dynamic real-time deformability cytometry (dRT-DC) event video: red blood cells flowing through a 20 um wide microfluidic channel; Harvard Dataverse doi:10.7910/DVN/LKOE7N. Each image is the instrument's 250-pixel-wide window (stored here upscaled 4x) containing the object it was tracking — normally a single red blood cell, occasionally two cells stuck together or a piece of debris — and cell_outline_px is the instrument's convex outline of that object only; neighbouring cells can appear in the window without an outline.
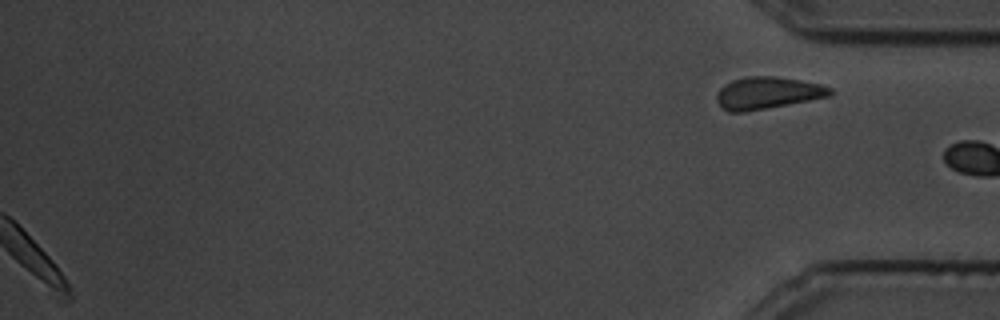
{"species": "common noctule bat (a hibernating species)", "species_latin": "Nyctalus noctula", "temperature_condition": "cold", "stored_images_in_passage": 20, "segment_of_instrument_passage": [2, 2], "camera_frame_rate_fps": 3000, "um_per_image_px": 0.085, "animal": {"sex": "male", "body_mass_g": 19.5, "forearm_length_mm": 54.6}, "frame": {"image": 1, "passage_image": 20, "time_ms": 6.333, "image_size_px": [1000, 320], "cell_outline_px": [[832, 96], [744, 112], [728, 112], [720, 108], [716, 100], [716, 92], [724, 84], [732, 80], [748, 76], [776, 76], [800, 80], [820, 84], [832, 88]], "centroid_in_image_um": [65.2, 7.9], "position_along_channel_um": 370.0, "area_um2": 21.39}}